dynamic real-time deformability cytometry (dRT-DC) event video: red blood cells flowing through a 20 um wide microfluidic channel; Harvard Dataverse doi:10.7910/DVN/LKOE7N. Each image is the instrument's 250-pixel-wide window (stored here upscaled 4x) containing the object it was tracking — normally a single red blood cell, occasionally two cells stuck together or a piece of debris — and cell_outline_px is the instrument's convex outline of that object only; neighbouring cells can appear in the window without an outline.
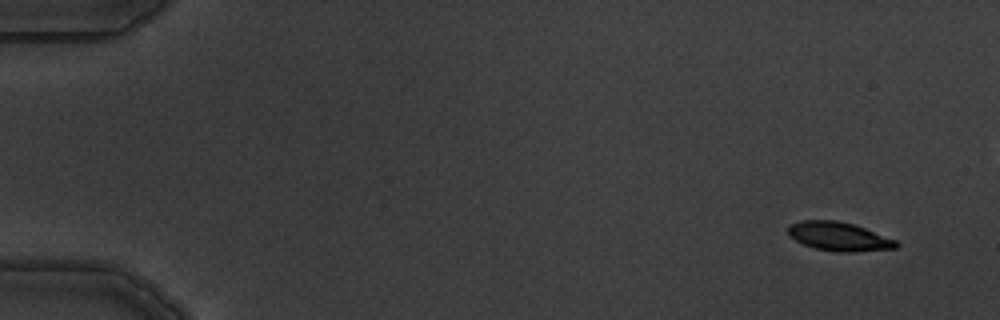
{"species": "common noctule bat (a hibernating species)", "species_latin": "Nyctalus noctula", "temperature_condition": "warm", "stored_images_in_passage": 7, "camera_frame_rate_fps": 3000, "um_per_image_px": 0.085, "animal": {"sex": "male", "body_mass_g": 19.5, "forearm_length_mm": 54.6}, "frame": {"image": 1, "passage_image": 1, "time_ms": 0.0, "image_size_px": [1000, 320], "cell_outline_px": [[900, 244], [896, 248], [852, 252], [836, 252], [816, 248], [804, 244], [788, 236], [788, 228], [792, 224], [800, 220], [836, 220], [856, 224], [896, 240]], "centroid_in_image_um": [71.33, 20.09], "position_along_channel_um": 13.7, "area_um2": 18.21}}
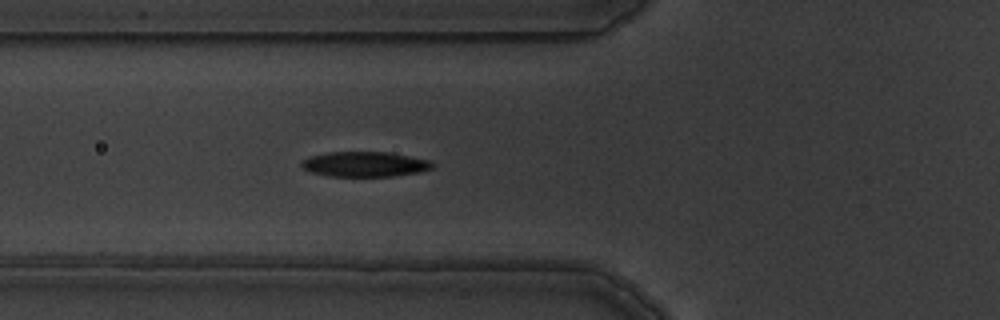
{"frame": {"image": 2, "passage_image": 6, "time_ms": 5.667, "image_size_px": [1000, 320], "cell_outline_px": [[432, 168], [420, 172], [392, 176], [328, 176], [312, 172], [304, 168], [300, 164], [304, 160], [312, 156], [328, 152], [388, 152], [428, 160], [432, 164]], "centroid_in_image_um": [31.0, 13.96], "position_along_channel_um": 94.8, "area_um2": 18.79}}